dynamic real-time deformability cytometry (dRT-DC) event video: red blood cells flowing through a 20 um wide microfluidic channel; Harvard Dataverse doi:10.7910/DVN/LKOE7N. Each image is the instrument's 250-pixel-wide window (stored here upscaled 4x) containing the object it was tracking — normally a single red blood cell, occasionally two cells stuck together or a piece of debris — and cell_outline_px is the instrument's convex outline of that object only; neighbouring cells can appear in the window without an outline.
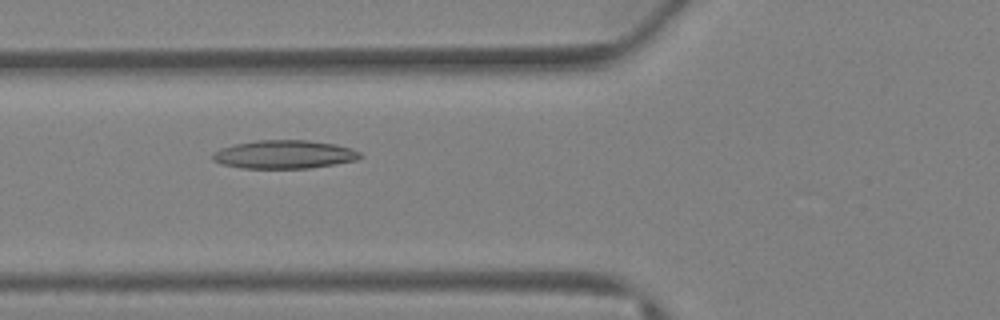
{"species": "Egyptian fruit bat (a non-hibernating species)", "species_latin": "Rousettus aegyptiacus", "temperature_condition": "warm", "stored_images_in_passage": 33, "camera_frame_rate_fps": 3000, "um_per_image_px": 0.085, "animal": {"sex": "female"}, "frame": {"image": 1, "passage_image": 9, "time_ms": 2.667, "image_size_px": [1000, 320], "cell_outline_px": [[364, 156], [356, 160], [312, 168], [240, 168], [220, 164], [212, 160], [212, 152], [220, 148], [236, 144], [256, 140], [308, 140], [336, 144], [352, 148], [360, 152]], "centroid_in_image_um": [24.15, 13.12], "position_along_channel_um": 101.6, "area_um2": 24.62}}
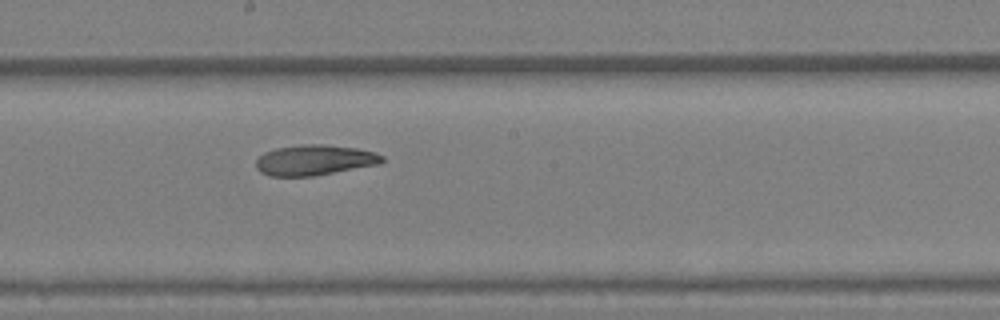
{"frame": {"image": 2, "passage_image": 16, "time_ms": 5.0, "image_size_px": [1000, 320], "cell_outline_px": [[384, 160], [380, 164], [312, 176], [268, 176], [260, 172], [256, 168], [256, 160], [264, 152], [276, 148], [300, 144], [324, 144], [356, 148], [376, 152], [384, 156]], "centroid_in_image_um": [26.73, 13.6], "position_along_channel_um": 221.5, "area_um2": 22.48}}
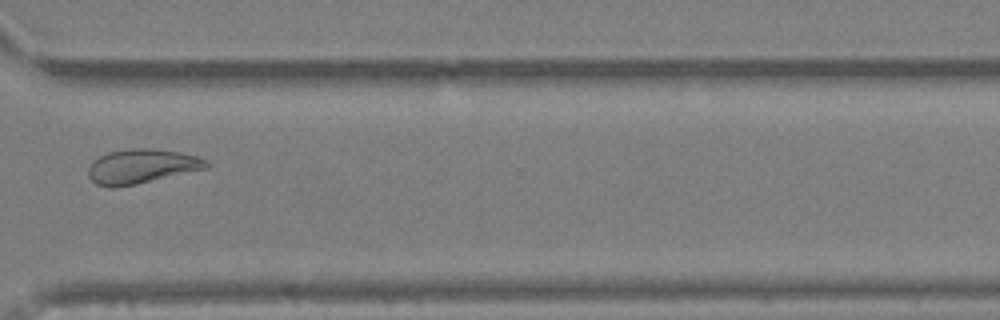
{"frame": {"image": 3, "passage_image": 24, "time_ms": 7.667, "image_size_px": [1000, 320], "cell_outline_px": [[212, 164], [208, 168], [136, 184], [96, 184], [88, 176], [88, 168], [92, 160], [108, 152], [128, 148], [148, 148], [180, 152], [196, 156]], "centroid_in_image_um": [12.07, 14.09], "position_along_channel_um": 358.5, "area_um2": 23.12}}